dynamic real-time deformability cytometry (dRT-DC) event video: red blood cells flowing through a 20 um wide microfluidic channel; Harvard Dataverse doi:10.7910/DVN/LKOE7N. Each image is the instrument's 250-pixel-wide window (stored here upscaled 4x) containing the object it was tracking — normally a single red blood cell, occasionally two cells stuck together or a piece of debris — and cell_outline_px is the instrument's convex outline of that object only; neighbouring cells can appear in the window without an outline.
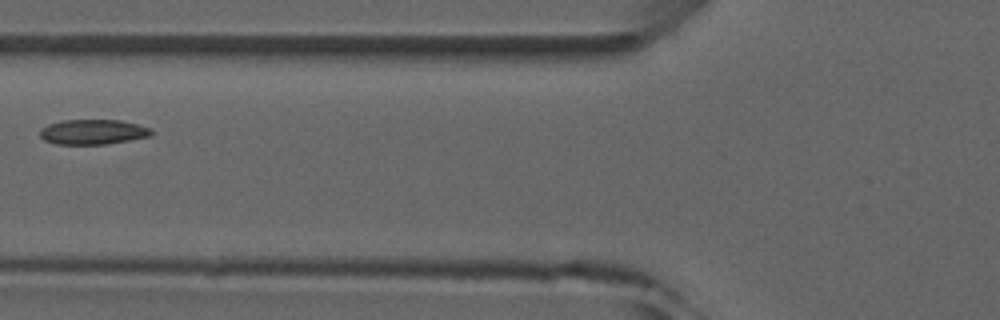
{"species": "common noctule bat (a hibernating species)", "species_latin": "Nyctalus noctula", "temperature_condition": "room temperature", "stored_images_in_passage": 5, "camera_frame_rate_fps": 3000, "um_per_image_px": 0.085, "animal": {"sex": "male", "forearm_length_mm": 52.5}, "frame": {"image": 1, "passage_image": 5, "time_ms": 4.667, "image_size_px": [1000, 320], "cell_outline_px": [[152, 136], [108, 144], [56, 144], [44, 140], [40, 136], [40, 128], [48, 124], [64, 120], [120, 120], [152, 128]], "centroid_in_image_um": [7.91, 11.21], "position_along_channel_um": 117.9, "area_um2": 16.3}}